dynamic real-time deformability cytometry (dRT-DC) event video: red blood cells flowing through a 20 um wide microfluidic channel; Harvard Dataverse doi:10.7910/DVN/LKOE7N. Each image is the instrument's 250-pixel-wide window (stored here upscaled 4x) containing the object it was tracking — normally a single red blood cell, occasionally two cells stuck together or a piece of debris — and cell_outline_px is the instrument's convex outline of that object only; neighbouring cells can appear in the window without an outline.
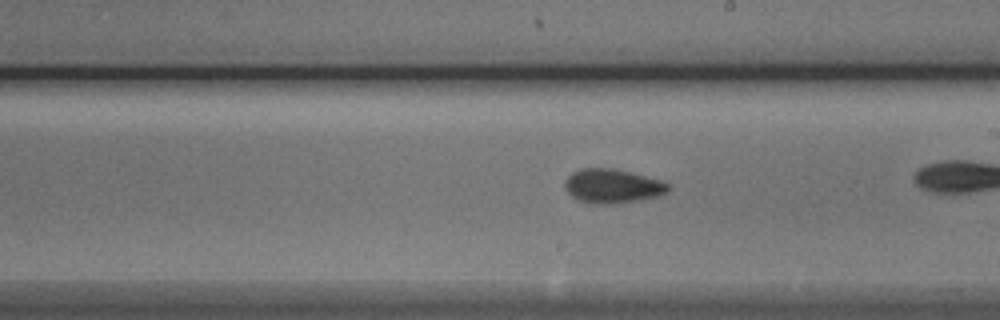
{"species": "Egyptian fruit bat (a non-hibernating species)", "species_latin": "Rousettus aegyptiacus", "temperature_condition": "cold", "stored_images_in_passage": 43, "camera_frame_rate_fps": 3000, "um_per_image_px": 0.085, "animal": {"sex": "male"}, "frame": {"image": 1, "passage_image": 31, "time_ms": 10.0, "image_size_px": [1000, 320], "cell_outline_px": [[668, 192], [656, 196], [640, 200], [612, 204], [592, 204], [580, 200], [572, 196], [564, 188], [564, 180], [572, 172], [580, 168], [612, 168], [660, 180], [668, 184]], "centroid_in_image_um": [52.0, 15.82], "position_along_channel_um": 237.0, "area_um2": 20.4}}